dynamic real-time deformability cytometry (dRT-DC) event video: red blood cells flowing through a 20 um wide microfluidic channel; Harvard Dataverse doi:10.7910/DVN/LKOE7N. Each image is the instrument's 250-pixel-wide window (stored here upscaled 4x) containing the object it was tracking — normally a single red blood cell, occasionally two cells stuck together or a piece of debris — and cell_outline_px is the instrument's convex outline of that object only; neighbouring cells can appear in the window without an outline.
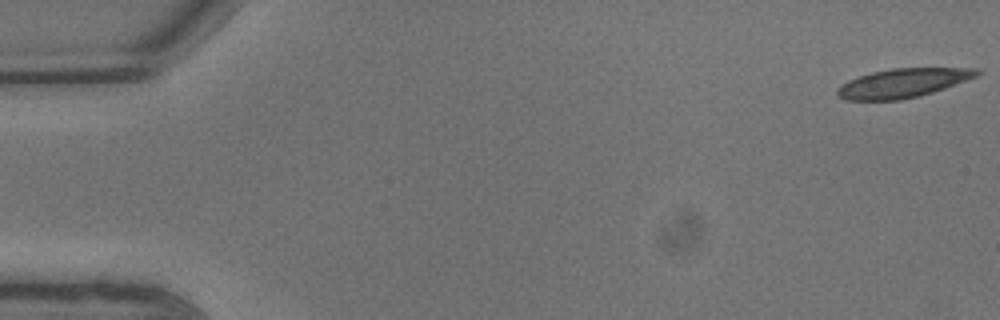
{"species": "common noctule bat (a hibernating species)", "species_latin": "Nyctalus noctula", "temperature_condition": "warm", "stored_images_in_passage": 8, "camera_frame_rate_fps": 3000, "um_per_image_px": 0.085, "animal": {"sex": "male", "body_mass_g": 13.3}, "frame": {"image": 1, "passage_image": 1, "time_ms": 0.0, "image_size_px": [1000, 320], "cell_outline_px": [[984, 72], [980, 76], [920, 96], [900, 100], [848, 100], [840, 96], [836, 92], [836, 88], [840, 84], [848, 80], [872, 72], [892, 68], [980, 68]], "centroid_in_image_um": [76.8, 7.05], "position_along_channel_um": 8.2, "area_um2": 23.76}}
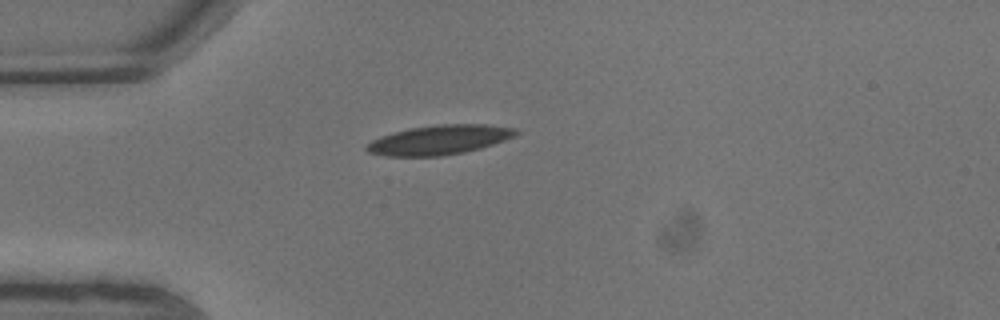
{"frame": {"image": 2, "passage_image": 6, "time_ms": 1.667, "image_size_px": [1000, 320], "cell_outline_px": [[520, 132], [516, 136], [480, 148], [464, 152], [440, 156], [384, 156], [368, 152], [364, 148], [372, 140], [380, 136], [408, 128], [436, 124], [488, 124], [516, 128]], "centroid_in_image_um": [37.35, 11.88], "position_along_channel_um": 47.7, "area_um2": 25.78}}